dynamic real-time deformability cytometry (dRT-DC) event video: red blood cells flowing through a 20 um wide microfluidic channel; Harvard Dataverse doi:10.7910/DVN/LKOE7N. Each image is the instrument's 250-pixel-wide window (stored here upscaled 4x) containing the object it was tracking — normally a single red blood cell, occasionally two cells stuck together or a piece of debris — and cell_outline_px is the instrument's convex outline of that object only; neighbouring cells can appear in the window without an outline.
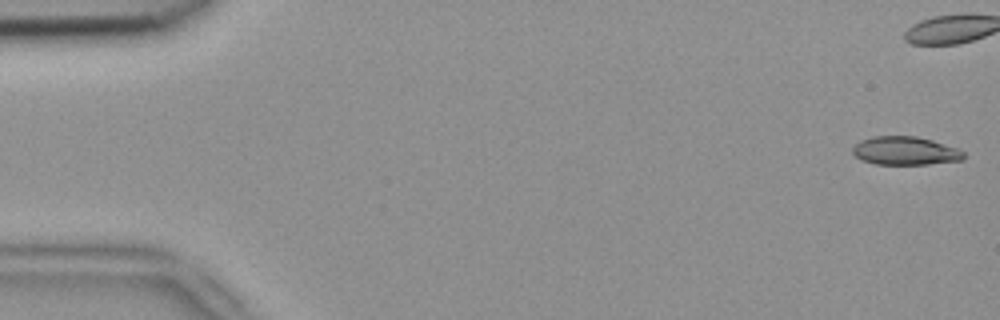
{"species": "common noctule bat (a hibernating species)", "species_latin": "Nyctalus noctula", "temperature_condition": "room temperature", "stored_images_in_passage": 4, "camera_frame_rate_fps": 3000, "um_per_image_px": 0.085, "animal": {"sex": "female", "body_mass_g": 18.4}, "frame": {"image": 1, "passage_image": 1, "time_ms": 0.0, "image_size_px": [1000, 320], "cell_outline_px": [[964, 160], [928, 164], [876, 164], [860, 160], [852, 152], [852, 148], [860, 140], [872, 136], [916, 136], [932, 140], [960, 148], [964, 152]], "centroid_in_image_um": [76.96, 12.81], "position_along_channel_um": 8.0, "area_um2": 18.55}}